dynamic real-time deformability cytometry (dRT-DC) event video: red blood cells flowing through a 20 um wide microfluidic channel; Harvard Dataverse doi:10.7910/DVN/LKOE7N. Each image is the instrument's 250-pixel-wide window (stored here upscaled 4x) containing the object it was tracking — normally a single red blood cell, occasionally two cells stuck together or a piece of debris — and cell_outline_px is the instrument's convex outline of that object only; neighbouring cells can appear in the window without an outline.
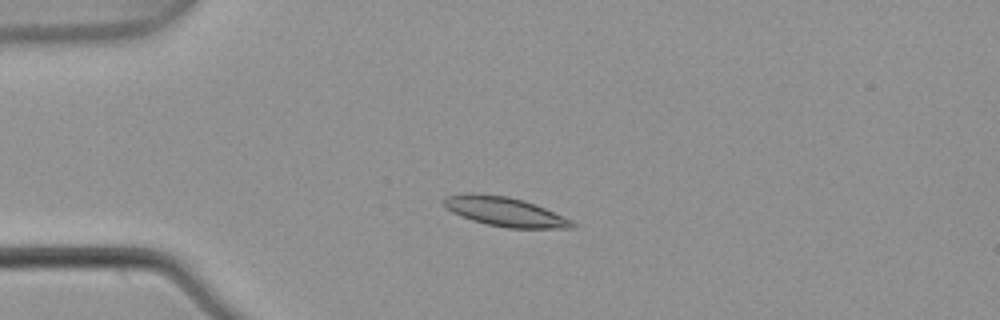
{"species": "common noctule bat (a hibernating species)", "species_latin": "Nyctalus noctula", "temperature_condition": "warm", "stored_images_in_passage": 5, "camera_frame_rate_fps": 3000, "um_per_image_px": 0.085, "animal": {"sex": "male", "body_mass_g": 21.5, "forearm_length_mm": 52.0}, "frame": {"image": 1, "passage_image": 4, "time_ms": 1.0, "image_size_px": [1000, 320], "cell_outline_px": [[576, 228], [508, 228], [484, 224], [460, 216], [452, 212], [440, 200], [444, 196], [464, 192], [468, 192], [508, 196], [524, 200], [536, 204], [564, 216], [572, 220], [576, 224]], "centroid_in_image_um": [42.89, 17.98], "position_along_channel_um": 42.1, "area_um2": 22.31}}